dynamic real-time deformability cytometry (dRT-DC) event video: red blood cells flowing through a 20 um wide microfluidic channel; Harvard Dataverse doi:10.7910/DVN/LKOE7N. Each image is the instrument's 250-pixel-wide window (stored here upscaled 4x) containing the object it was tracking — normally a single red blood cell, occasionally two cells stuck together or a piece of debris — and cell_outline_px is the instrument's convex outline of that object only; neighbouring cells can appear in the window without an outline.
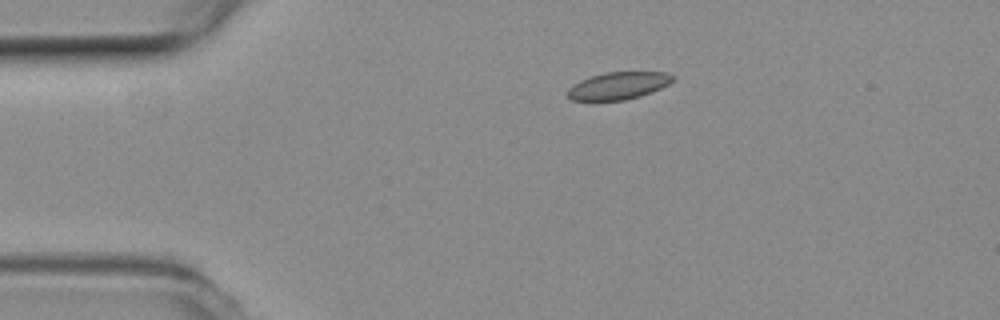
{"species": "common noctule bat (a hibernating species)", "species_latin": "Nyctalus noctula", "temperature_condition": "room temperature", "stored_images_in_passage": 44, "camera_frame_rate_fps": 3000, "um_per_image_px": 0.085, "animal": {"sex": "female", "body_mass_g": 19.3, "forearm_length_mm": 54.1}, "frame": {"image": 1, "passage_image": 1, "time_ms": 0.0, "image_size_px": [1000, 320], "cell_outline_px": [[676, 80], [660, 88], [640, 96], [624, 100], [572, 100], [568, 96], [568, 88], [572, 84], [580, 80], [604, 72], [664, 72], [676, 76]], "centroid_in_image_um": [52.58, 7.27], "position_along_channel_um": 32.4, "area_um2": 16.7}}
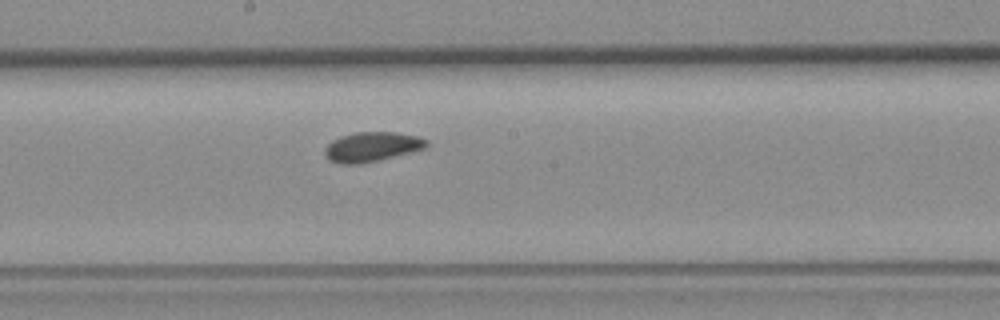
{"frame": {"image": 2, "passage_image": 19, "time_ms": 6.0, "image_size_px": [1000, 320], "cell_outline_px": [[428, 144], [424, 148], [360, 164], [340, 164], [328, 160], [324, 152], [324, 148], [332, 140], [340, 136], [356, 132], [396, 132], [416, 136], [428, 140]], "centroid_in_image_um": [31.55, 12.47], "position_along_channel_um": 216.7, "area_um2": 17.34}}
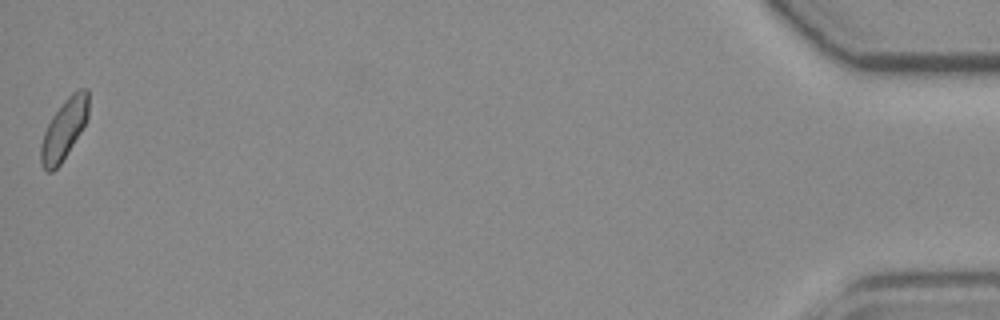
{"frame": {"image": 3, "passage_image": 44, "time_ms": 14.333, "image_size_px": [1000, 320], "cell_outline_px": [[88, 116], [80, 132], [60, 164], [52, 172], [48, 172], [44, 168], [40, 160], [40, 144], [44, 132], [52, 116], [64, 100], [72, 92], [80, 88], [88, 88]], "centroid_in_image_um": [5.43, 10.96], "position_along_channel_um": 429.8, "area_um2": 16.53}}